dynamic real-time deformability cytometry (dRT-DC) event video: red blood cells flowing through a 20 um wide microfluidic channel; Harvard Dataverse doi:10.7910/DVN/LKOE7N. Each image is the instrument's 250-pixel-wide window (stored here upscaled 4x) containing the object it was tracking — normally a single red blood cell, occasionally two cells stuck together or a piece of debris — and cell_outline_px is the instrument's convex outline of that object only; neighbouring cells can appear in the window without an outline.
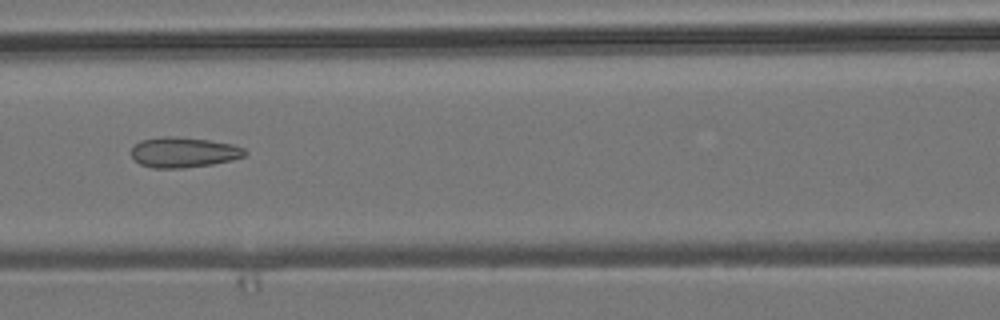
{"species": "common noctule bat (a hibernating species)", "species_latin": "Nyctalus noctula", "temperature_condition": "room temperature", "stored_images_in_passage": 7, "camera_frame_rate_fps": 3000, "um_per_image_px": 0.085, "animal": {"sex": "male", "body_mass_g": 19.2, "forearm_length_mm": 51.8}, "frame": {"image": 1, "passage_image": 6, "time_ms": 6.667, "image_size_px": [1000, 320], "cell_outline_px": [[248, 152], [244, 156], [232, 160], [212, 164], [184, 168], [152, 168], [140, 164], [132, 156], [132, 148], [140, 140], [164, 136], [176, 136], [208, 140], [232, 144], [244, 148]], "centroid_in_image_um": [15.62, 12.94], "position_along_channel_um": 151.0, "area_um2": 20.06}}
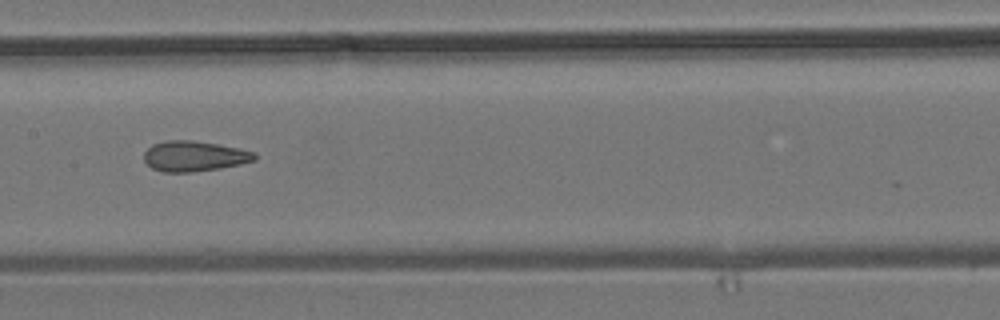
{"frame": {"image": 2, "passage_image": 7, "time_ms": 7.667, "image_size_px": [1000, 320], "cell_outline_px": [[256, 160], [240, 164], [220, 168], [192, 172], [164, 172], [152, 168], [144, 160], [144, 152], [152, 144], [168, 140], [192, 140], [240, 148], [256, 152]], "centroid_in_image_um": [16.52, 13.27], "position_along_channel_um": 190.9, "area_um2": 19.59}}